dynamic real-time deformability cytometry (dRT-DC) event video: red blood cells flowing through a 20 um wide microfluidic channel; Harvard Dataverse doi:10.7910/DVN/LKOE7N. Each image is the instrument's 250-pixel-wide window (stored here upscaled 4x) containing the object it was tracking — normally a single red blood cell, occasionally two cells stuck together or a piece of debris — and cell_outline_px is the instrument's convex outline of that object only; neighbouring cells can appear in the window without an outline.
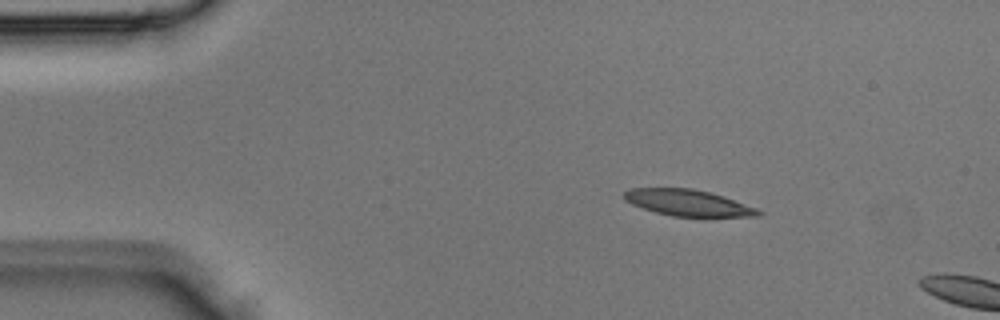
{"species": "Egyptian fruit bat (a non-hibernating species)", "species_latin": "Rousettus aegyptiacus", "temperature_condition": "room temperature", "stored_images_in_passage": 2, "camera_frame_rate_fps": 3000, "um_per_image_px": 0.085, "animal": {"sex": "male"}, "frame": {"image": 1, "passage_image": 1, "time_ms": 0.0, "image_size_px": [1000, 320], "cell_outline_px": [[764, 212], [760, 216], [704, 220], [672, 216], [656, 212], [632, 204], [624, 200], [624, 192], [632, 188], [692, 188], [724, 196], [756, 208]], "centroid_in_image_um": [58.6, 17.3], "position_along_channel_um": 26.4, "area_um2": 21.56}}